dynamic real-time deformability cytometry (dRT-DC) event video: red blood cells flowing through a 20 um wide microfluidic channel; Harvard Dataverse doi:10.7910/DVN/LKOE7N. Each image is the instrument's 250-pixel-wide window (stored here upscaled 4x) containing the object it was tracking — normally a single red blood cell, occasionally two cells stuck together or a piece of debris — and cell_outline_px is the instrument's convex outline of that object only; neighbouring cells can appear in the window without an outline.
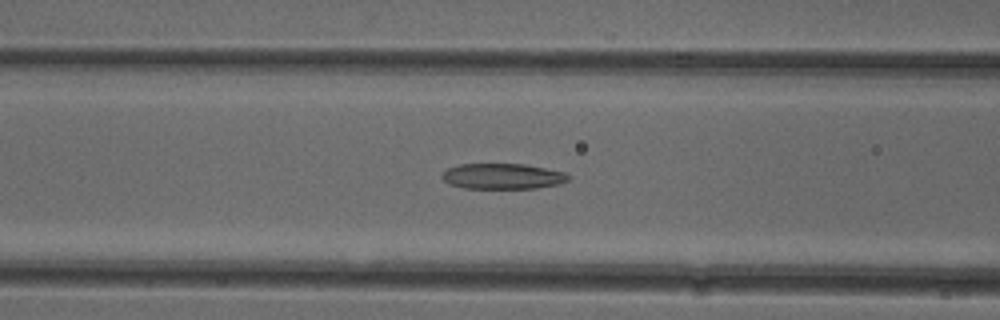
{"species": "common noctule bat (a hibernating species)", "species_latin": "Nyctalus noctula", "temperature_condition": "cold", "stored_images_in_passage": 45, "camera_frame_rate_fps": 3000, "um_per_image_px": 0.085, "animal": {"sex": "female"}, "frame": {"image": 1, "passage_image": 14, "time_ms": 4.333, "image_size_px": [1000, 320], "cell_outline_px": [[568, 180], [560, 184], [536, 188], [464, 188], [448, 184], [440, 176], [448, 168], [460, 164], [524, 164], [564, 172], [568, 176]], "centroid_in_image_um": [42.69, 14.98], "position_along_channel_um": 123.9, "area_um2": 18.73}}
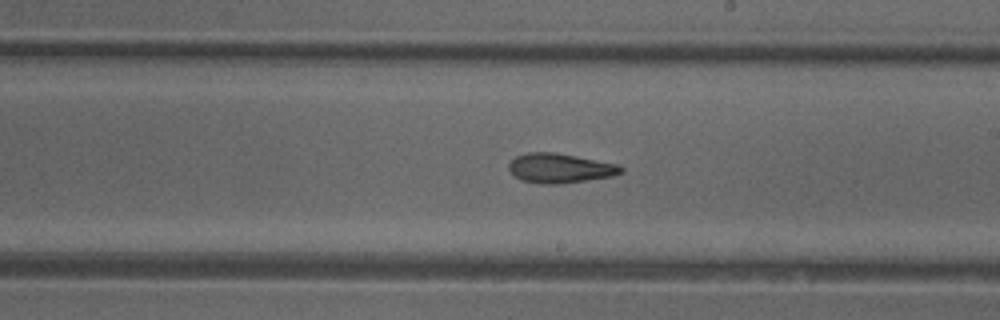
{"frame": {"image": 2, "passage_image": 23, "time_ms": 7.333, "image_size_px": [1000, 320], "cell_outline_px": [[624, 172], [612, 176], [556, 184], [544, 184], [520, 180], [508, 168], [508, 164], [516, 156], [528, 152], [556, 152], [616, 164], [624, 168]], "centroid_in_image_um": [47.58, 14.29], "position_along_channel_um": 241.4, "area_um2": 19.07}}
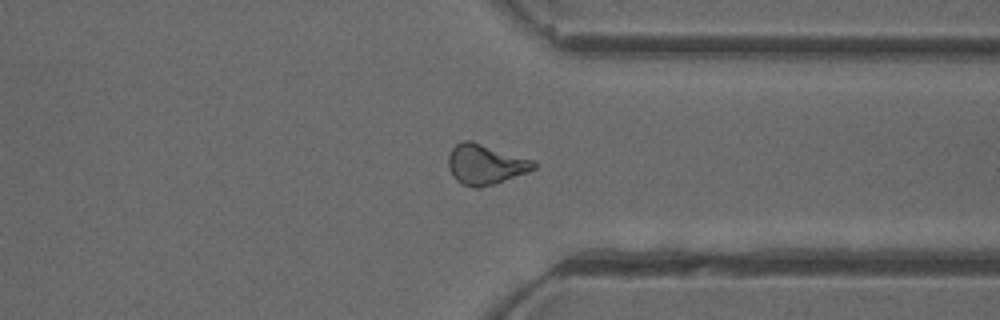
{"frame": {"image": 3, "passage_image": 33, "time_ms": 10.667, "image_size_px": [1000, 320], "cell_outline_px": [[536, 168], [528, 172], [480, 188], [476, 188], [460, 184], [452, 176], [448, 168], [448, 156], [452, 148], [456, 144], [464, 140], [472, 140], [536, 160]], "centroid_in_image_um": [41.26, 13.95], "position_along_channel_um": 370.1, "area_um2": 20.29}, "authors_computed_cell_mechanics": {"area_um2": 19.5364, "velocity_mm_per_s": 3.9117, "shape_relaxation_time_tau1_ms": null, "shape_relaxation_time_tau2_ms": 3.7866, "deformation_change_tau1": null, "deformation_change_tau2": 0.1283}}